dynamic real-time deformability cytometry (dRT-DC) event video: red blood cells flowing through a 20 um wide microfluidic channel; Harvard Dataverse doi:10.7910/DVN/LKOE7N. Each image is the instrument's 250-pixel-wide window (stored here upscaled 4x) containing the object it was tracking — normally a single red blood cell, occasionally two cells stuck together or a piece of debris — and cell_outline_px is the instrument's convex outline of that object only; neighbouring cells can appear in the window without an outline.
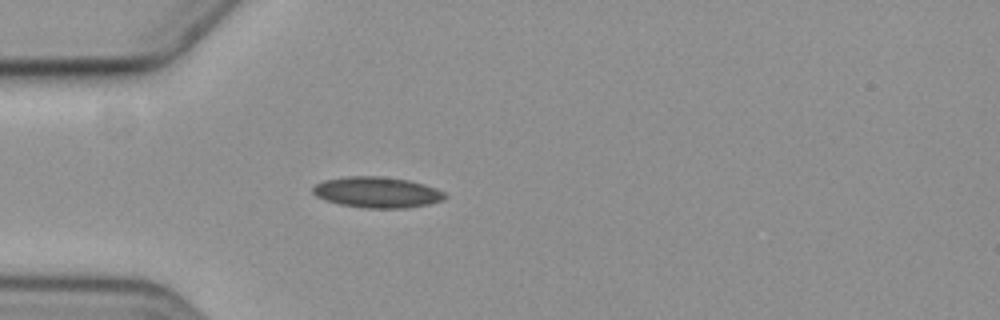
{"species": "common noctule bat (a hibernating species)", "species_latin": "Nyctalus noctula", "temperature_condition": "cold", "stored_images_in_passage": 1, "camera_frame_rate_fps": 3000, "um_per_image_px": 0.085, "animal": {"sex": "female", "body_mass_g": 19.3, "forearm_length_mm": 54.1}, "frame": {"image": 1, "passage_image": 1, "time_ms": 0.0, "image_size_px": [1000, 320], "cell_outline_px": [[448, 196], [444, 200], [428, 204], [408, 208], [364, 208], [340, 204], [324, 200], [316, 196], [312, 192], [312, 188], [316, 184], [324, 180], [348, 176], [380, 176], [408, 180], [424, 184], [436, 188], [444, 192]], "centroid_in_image_um": [32.06, 16.35], "position_along_channel_um": 52.9, "area_um2": 23.87}}